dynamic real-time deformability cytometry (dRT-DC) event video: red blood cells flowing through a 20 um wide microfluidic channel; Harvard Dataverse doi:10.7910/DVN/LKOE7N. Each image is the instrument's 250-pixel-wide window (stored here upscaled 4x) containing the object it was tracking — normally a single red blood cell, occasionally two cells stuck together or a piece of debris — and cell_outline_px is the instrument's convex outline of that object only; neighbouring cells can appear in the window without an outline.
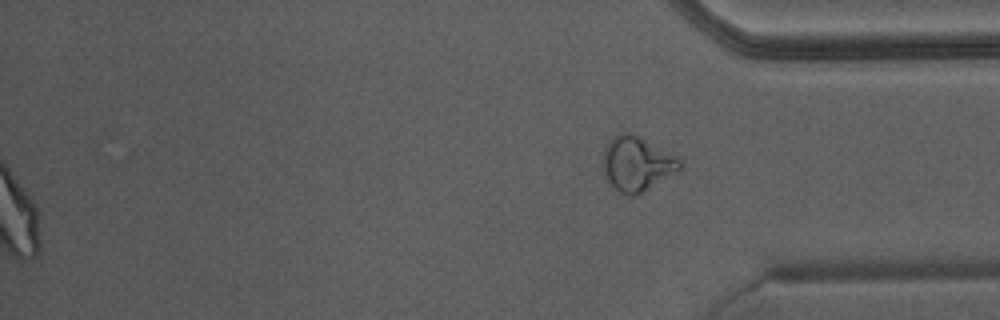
{"species": "Egyptian fruit bat (a non-hibernating species)", "species_latin": "Rousettus aegyptiacus", "temperature_condition": "warm", "stored_images_in_passage": 46, "camera_frame_rate_fps": 3000, "um_per_image_px": 0.085, "animal": {"sex": "male"}, "frame": {"image": 1, "passage_image": 46, "time_ms": 15.0, "image_size_px": [1000, 320], "cell_outline_px": [[680, 172], [640, 192], [620, 192], [604, 176], [604, 148], [608, 140], [620, 132], [628, 132], [680, 156]], "centroid_in_image_um": [54.17, 13.86], "position_along_channel_um": 381.0, "area_um2": 23.93}, "authors_computed_cell_mechanics": {"area_um2": 27.8596, "velocity_mm_per_s": 4.3934, "shape_relaxation_time_tau1_ms": null, "shape_relaxation_time_tau2_ms": 1.1829, "deformation_change_tau1": null, "deformation_change_tau2": 0.0773}}